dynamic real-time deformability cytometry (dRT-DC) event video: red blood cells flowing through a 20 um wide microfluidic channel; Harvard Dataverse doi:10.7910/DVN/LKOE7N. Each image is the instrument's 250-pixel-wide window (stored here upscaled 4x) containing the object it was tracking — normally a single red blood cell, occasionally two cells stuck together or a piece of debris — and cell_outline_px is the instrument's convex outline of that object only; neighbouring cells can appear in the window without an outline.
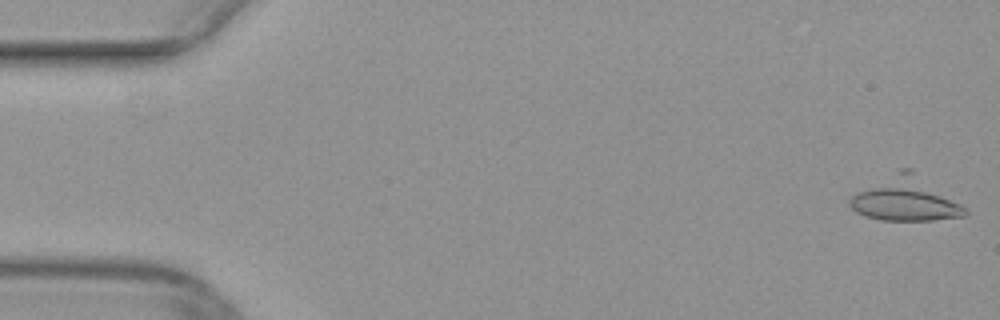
{"species": "common noctule bat (a hibernating species)", "species_latin": "Nyctalus noctula", "temperature_condition": "warm", "stored_images_in_passage": 15, "camera_frame_rate_fps": 3000, "um_per_image_px": 0.085, "animal": {"sex": "female", "body_mass_g": 29.2, "forearm_length_mm": 56.3}, "frame": {"image": 1, "passage_image": 1, "time_ms": 0.0, "image_size_px": [1000, 320], "cell_outline_px": [[968, 212], [964, 216], [932, 220], [880, 220], [864, 216], [856, 212], [848, 204], [848, 200], [852, 196], [900, 168], [912, 168], [968, 208]], "centroid_in_image_um": [77.02, 16.92], "position_along_channel_um": 8.0, "area_um2": 29.36}}
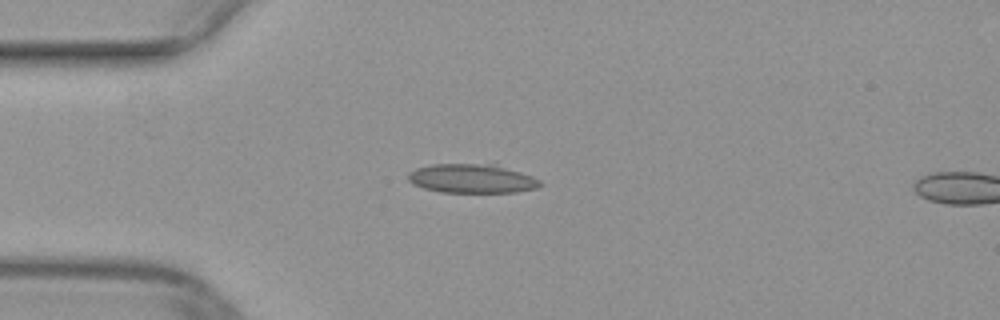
{"frame": {"image": 2, "passage_image": 13, "time_ms": 4.0, "image_size_px": [1000, 320], "cell_outline_px": [[540, 184], [536, 188], [516, 192], [440, 192], [424, 188], [412, 184], [408, 180], [408, 172], [416, 168], [432, 164], [492, 164], [520, 172], [532, 176], [540, 180]], "centroid_in_image_um": [40.06, 15.18], "position_along_channel_um": 44.9, "area_um2": 22.14}}